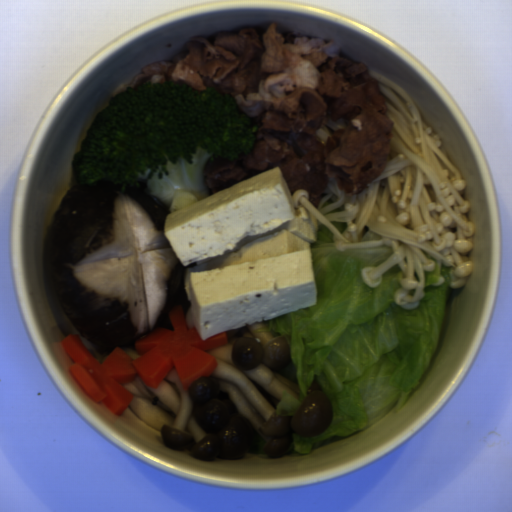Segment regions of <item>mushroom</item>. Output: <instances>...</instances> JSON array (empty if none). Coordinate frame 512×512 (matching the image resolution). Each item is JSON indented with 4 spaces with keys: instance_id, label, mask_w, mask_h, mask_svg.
I'll list each match as a JSON object with an SVG mask.
<instances>
[{
    "instance_id": "983e1aa8",
    "label": "mushroom",
    "mask_w": 512,
    "mask_h": 512,
    "mask_svg": "<svg viewBox=\"0 0 512 512\" xmlns=\"http://www.w3.org/2000/svg\"><path fill=\"white\" fill-rule=\"evenodd\" d=\"M172 214L136 184L111 180L74 185L56 213L54 283L61 307L101 351L135 348L158 328L173 332L175 304L184 317L193 303L187 268L166 233Z\"/></svg>"
}]
</instances>
